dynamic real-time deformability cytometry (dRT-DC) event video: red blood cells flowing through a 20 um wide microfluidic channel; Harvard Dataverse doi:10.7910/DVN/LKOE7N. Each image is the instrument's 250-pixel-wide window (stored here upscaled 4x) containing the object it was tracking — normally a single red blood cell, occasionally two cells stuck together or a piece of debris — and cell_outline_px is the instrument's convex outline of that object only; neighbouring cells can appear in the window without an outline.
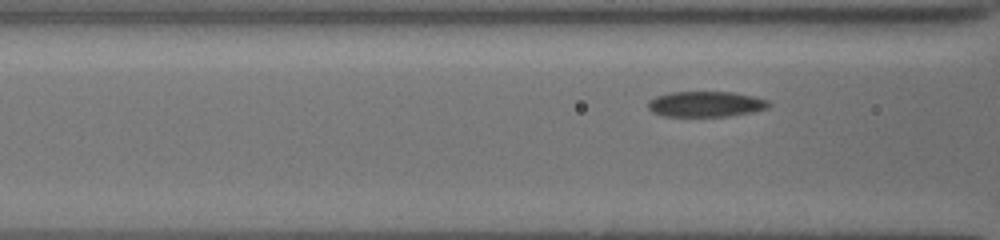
{"species": "common noctule bat (a hibernating species)", "species_latin": "Nyctalus noctula", "temperature_condition": "cold", "stored_images_in_passage": 8, "camera_frame_rate_fps": 3000, "um_per_image_px": 0.085, "animal": {"sex": "female", "body_mass_g": 19.5, "forearm_length_mm": 54.1}, "frame": {"image": 1, "passage_image": 6, "time_ms": 1.667, "image_size_px": [1000, 240], "cell_outline_px": [[772, 104], [768, 108], [752, 112], [728, 116], [660, 116], [652, 112], [648, 108], [648, 100], [656, 96], [668, 92], [732, 92], [752, 96], [768, 100]], "centroid_in_image_um": [59.97, 8.85], "position_along_channel_um": 106.6, "area_um2": 18.09}}